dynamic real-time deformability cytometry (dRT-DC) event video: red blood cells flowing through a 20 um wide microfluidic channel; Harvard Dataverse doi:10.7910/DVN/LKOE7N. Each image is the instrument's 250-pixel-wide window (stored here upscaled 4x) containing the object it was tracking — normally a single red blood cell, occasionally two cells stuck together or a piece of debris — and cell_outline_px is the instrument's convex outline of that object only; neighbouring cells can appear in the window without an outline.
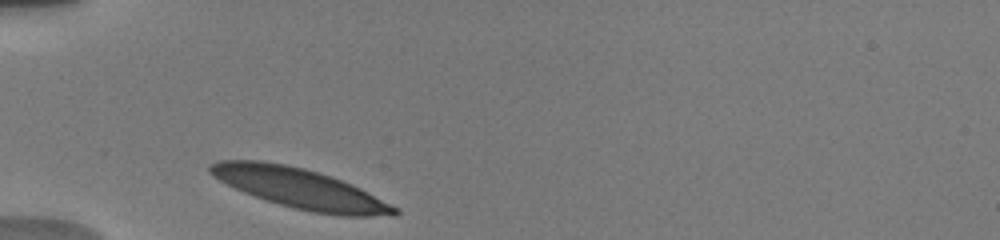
{"species": "human", "species_latin": "Homo sapiens", "temperature_condition": "warm", "stored_images_in_passage": 4, "camera_frame_rate_fps": 3000, "um_per_image_px": 0.085, "donor": {"sex": "male"}, "frame": {"image": 1, "passage_image": 1, "time_ms": 0.0, "image_size_px": [1000, 240], "cell_outline_px": [[400, 212], [396, 216], [340, 216], [312, 212], [280, 204], [244, 192], [212, 176], [208, 172], [208, 164], [220, 160], [260, 160], [284, 164], [304, 168], [352, 184], [360, 188], [396, 208]], "centroid_in_image_um": [25.47, 16.01], "position_along_channel_um": 59.5, "area_um2": 42.31}}
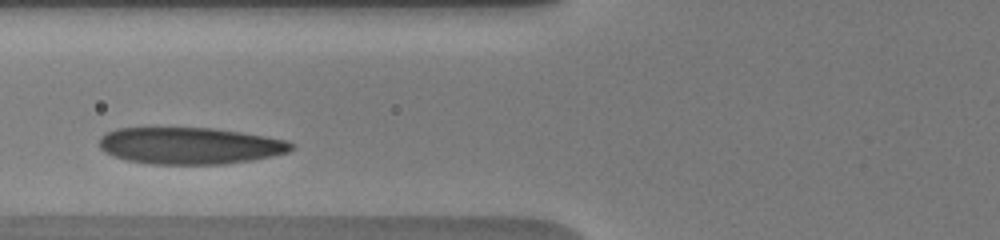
{"frame": {"image": 2, "passage_image": 3, "time_ms": 1.667, "image_size_px": [1000, 240], "cell_outline_px": [[296, 148], [288, 152], [272, 156], [252, 160], [224, 164], [152, 164], [128, 160], [112, 156], [104, 152], [100, 148], [100, 136], [104, 132], [116, 128], [148, 124], [212, 128], [240, 132], [264, 136], [284, 140], [292, 144]], "centroid_in_image_um": [16.02, 12.33], "position_along_channel_um": 109.8, "area_um2": 42.54}}